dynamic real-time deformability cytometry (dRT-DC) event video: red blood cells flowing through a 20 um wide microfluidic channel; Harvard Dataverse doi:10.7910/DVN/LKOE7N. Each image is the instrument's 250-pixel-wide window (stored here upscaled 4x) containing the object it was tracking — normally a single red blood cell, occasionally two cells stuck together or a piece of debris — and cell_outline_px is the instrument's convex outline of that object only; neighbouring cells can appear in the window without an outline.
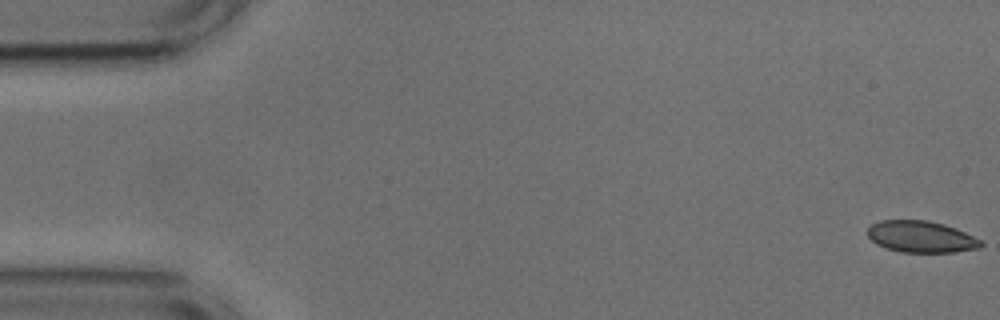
{"species": "common noctule bat (a hibernating species)", "species_latin": "Nyctalus noctula", "temperature_condition": "cold", "stored_images_in_passage": 53, "camera_frame_rate_fps": 3000, "um_per_image_px": 0.085, "animal": {"sex": "male", "body_mass_g": 17.9, "forearm_length_mm": 54.2}, "frame": {"image": 1, "passage_image": 1, "time_ms": 0.0, "image_size_px": [1000, 320], "cell_outline_px": [[984, 244], [980, 248], [952, 252], [900, 252], [876, 244], [868, 236], [868, 228], [872, 224], [880, 220], [928, 220], [944, 224], [956, 228], [980, 240]], "centroid_in_image_um": [78.29, 20.12], "position_along_channel_um": 6.7, "area_um2": 20.75}}
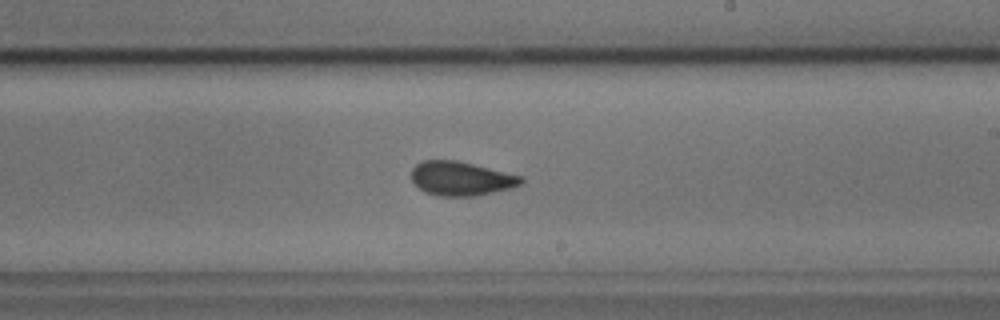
{"frame": {"image": 2, "passage_image": 31, "time_ms": 10.0, "image_size_px": [1000, 320], "cell_outline_px": [[524, 184], [512, 188], [476, 196], [440, 196], [424, 192], [412, 180], [412, 168], [420, 160], [456, 160], [524, 176]], "centroid_in_image_um": [39.23, 15.17], "position_along_channel_um": 249.8, "area_um2": 21.96}}
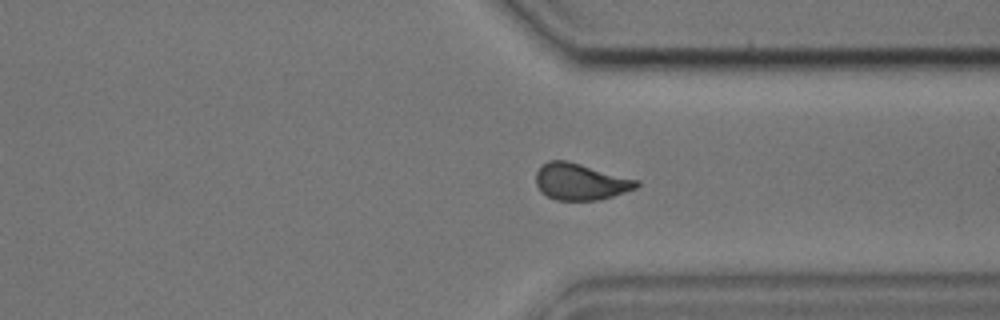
{"frame": {"image": 3, "passage_image": 40, "time_ms": 13.0, "image_size_px": [1000, 320], "cell_outline_px": [[640, 184], [636, 188], [600, 200], [556, 200], [540, 192], [536, 184], [536, 172], [540, 164], [548, 160], [568, 160], [640, 180]], "centroid_in_image_um": [49.32, 15.43], "position_along_channel_um": 362.1, "area_um2": 21.73}, "authors_computed_cell_mechanics": {"area_um2": 21.7906, "velocity_mm_per_s": 3.7446, "shape_relaxation_time_tau1_ms": 10.7578, "shape_relaxation_time_tau2_ms": 0.9378, "deformation_change_tau1": 0.1682, "deformation_change_tau2": 0.0599}}